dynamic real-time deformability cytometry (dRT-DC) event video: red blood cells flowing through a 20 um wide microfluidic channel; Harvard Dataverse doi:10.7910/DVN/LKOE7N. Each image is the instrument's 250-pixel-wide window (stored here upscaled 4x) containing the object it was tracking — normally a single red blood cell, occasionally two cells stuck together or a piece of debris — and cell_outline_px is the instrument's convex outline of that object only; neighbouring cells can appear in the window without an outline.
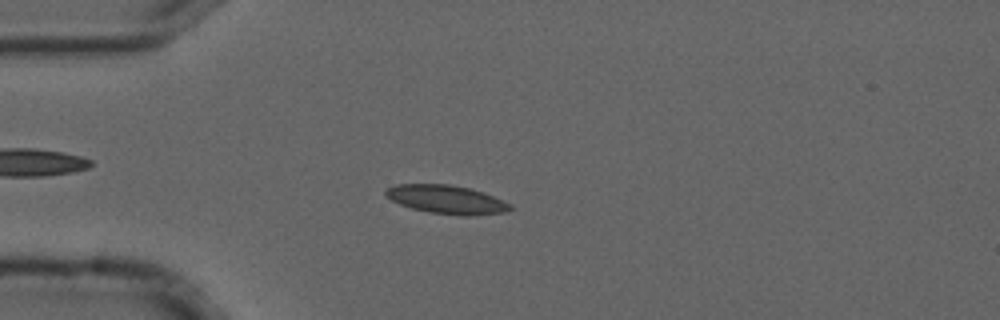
{"species": "common noctule bat (a hibernating species)", "species_latin": "Nyctalus noctula", "temperature_condition": "cold", "stored_images_in_passage": 54, "camera_frame_rate_fps": 3000, "um_per_image_px": 0.085, "animal": {"sex": "male", "forearm_length_mm": 52.5}, "frame": {"image": 1, "passage_image": 14, "time_ms": 4.333, "image_size_px": [1000, 320], "cell_outline_px": [[512, 208], [504, 212], [468, 216], [460, 216], [428, 212], [412, 208], [400, 204], [384, 196], [384, 192], [388, 188], [396, 184], [448, 184], [472, 188], [484, 192], [504, 200], [512, 204]], "centroid_in_image_um": [37.97, 16.95], "position_along_channel_um": 47.0, "area_um2": 20.92}}
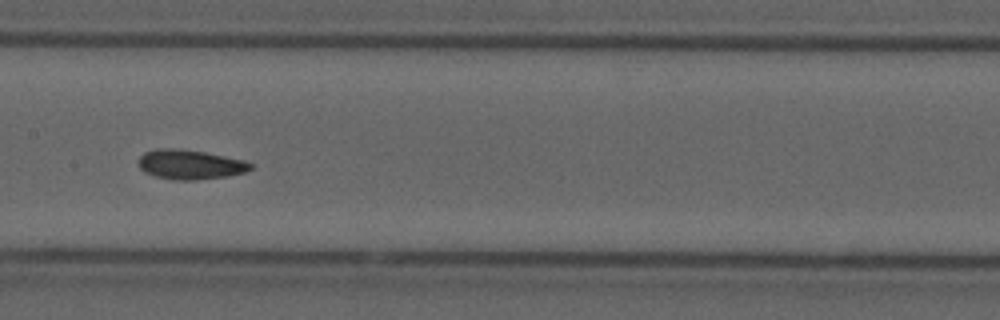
{"frame": {"image": 2, "passage_image": 27, "time_ms": 8.667, "image_size_px": [1000, 320], "cell_outline_px": [[252, 168], [244, 172], [228, 176], [196, 180], [172, 180], [156, 176], [144, 172], [140, 168], [140, 156], [144, 152], [156, 148], [172, 148], [204, 152], [244, 160], [252, 164]], "centroid_in_image_um": [16.15, 13.99], "position_along_channel_um": 191.3, "area_um2": 19.19}}
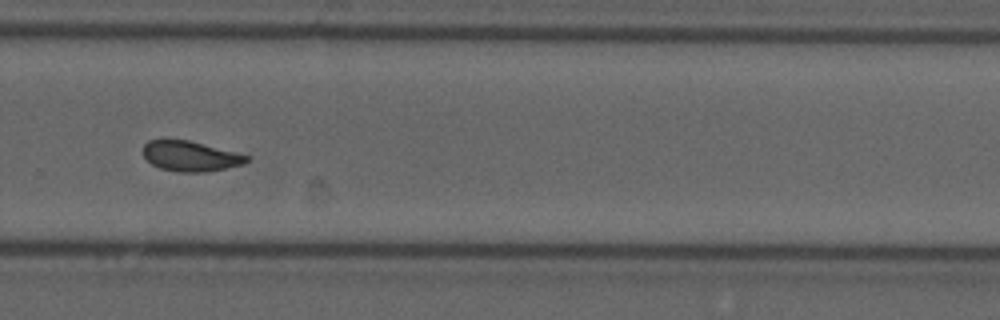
{"frame": {"image": 3, "passage_image": 37, "time_ms": 12.0, "image_size_px": [1000, 320], "cell_outline_px": [[248, 160], [244, 164], [204, 172], [176, 172], [160, 168], [152, 164], [144, 156], [144, 144], [148, 140], [188, 140], [236, 152], [248, 156]], "centroid_in_image_um": [16.17, 13.28], "position_along_channel_um": 313.6, "area_um2": 17.98}, "authors_computed_cell_mechanics": {"area_um2": 18.8717, "velocity_mm_per_s": 3.6892, "shape_relaxation_time_tau1_ms": 7.1134, "shape_relaxation_time_tau2_ms": 2.7449, "deformation_change_tau1": 0.1465, "deformation_change_tau2": 0.0812}}